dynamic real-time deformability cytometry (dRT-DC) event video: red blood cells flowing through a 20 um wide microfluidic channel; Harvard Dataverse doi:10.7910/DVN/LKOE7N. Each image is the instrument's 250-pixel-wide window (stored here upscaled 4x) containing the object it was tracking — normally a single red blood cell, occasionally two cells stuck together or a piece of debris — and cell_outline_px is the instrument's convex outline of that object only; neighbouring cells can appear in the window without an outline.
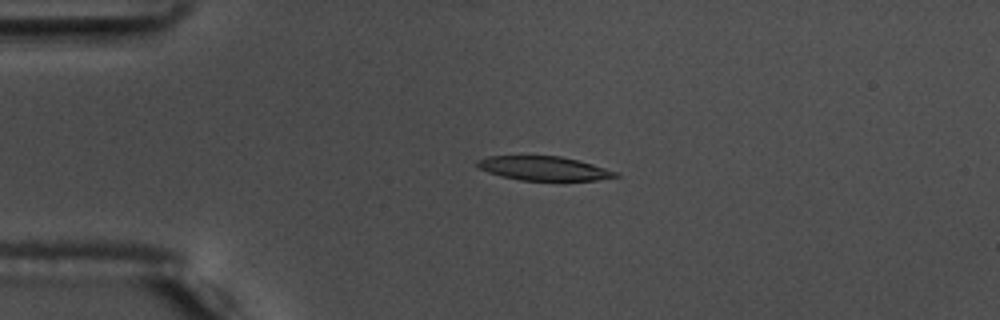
{"species": "common noctule bat (a hibernating species)", "species_latin": "Nyctalus noctula", "temperature_condition": "warm", "stored_images_in_passage": 9, "camera_frame_rate_fps": 3000, "um_per_image_px": 0.085, "animal": {"sex": "male", "body_mass_g": 17.5, "forearm_length_mm": 52.3}, "frame": {"image": 1, "passage_image": 1, "time_ms": 0.0, "image_size_px": [1000, 320], "cell_outline_px": [[620, 176], [596, 180], [520, 180], [500, 176], [488, 172], [480, 168], [476, 164], [476, 160], [488, 156], [560, 156], [592, 164], [616, 172]], "centroid_in_image_um": [46.18, 14.31], "position_along_channel_um": 38.8, "area_um2": 19.13}}